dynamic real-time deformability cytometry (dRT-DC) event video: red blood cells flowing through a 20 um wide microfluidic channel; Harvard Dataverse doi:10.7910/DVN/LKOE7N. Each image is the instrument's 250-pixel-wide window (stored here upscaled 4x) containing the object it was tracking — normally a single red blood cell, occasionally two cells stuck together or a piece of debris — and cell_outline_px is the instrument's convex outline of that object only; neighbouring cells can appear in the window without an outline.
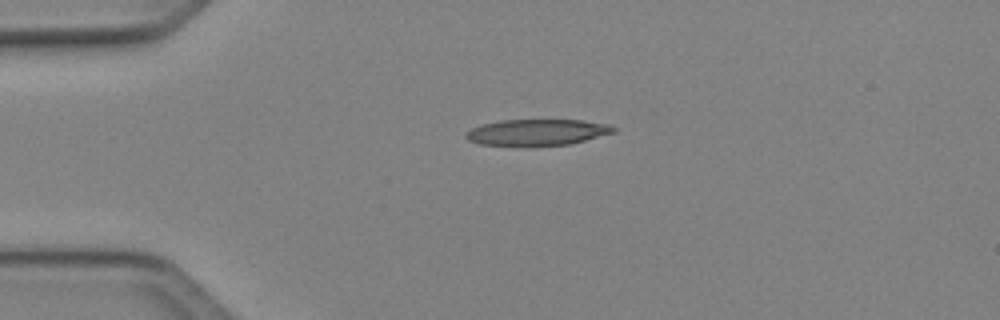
{"species": "Egyptian fruit bat (a non-hibernating species)", "species_latin": "Rousettus aegyptiacus", "temperature_condition": "cold", "stored_images_in_passage": 33, "camera_frame_rate_fps": 3000, "um_per_image_px": 0.085, "animal": {"sex": "female"}, "frame": {"image": 1, "passage_image": 1, "time_ms": 0.0, "image_size_px": [1000, 320], "cell_outline_px": [[616, 132], [572, 144], [480, 144], [468, 140], [464, 136], [472, 128], [480, 124], [500, 120], [580, 120], [608, 124], [616, 128]], "centroid_in_image_um": [45.69, 11.22], "position_along_channel_um": 39.3, "area_um2": 22.02}}
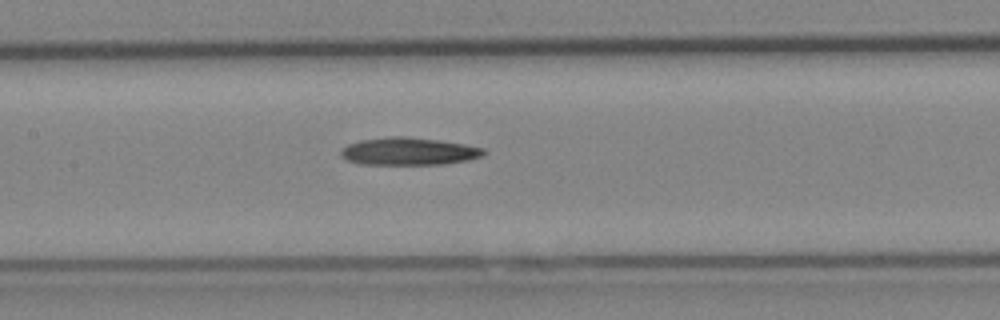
{"frame": {"image": 2, "passage_image": 13, "time_ms": 4.0, "image_size_px": [1000, 320], "cell_outline_px": [[488, 152], [484, 156], [468, 160], [444, 164], [360, 164], [348, 160], [340, 156], [340, 152], [348, 144], [360, 140], [388, 136], [404, 136], [440, 140], [464, 144], [484, 148]], "centroid_in_image_um": [34.78, 12.86], "position_along_channel_um": 172.6, "area_um2": 23.06}}
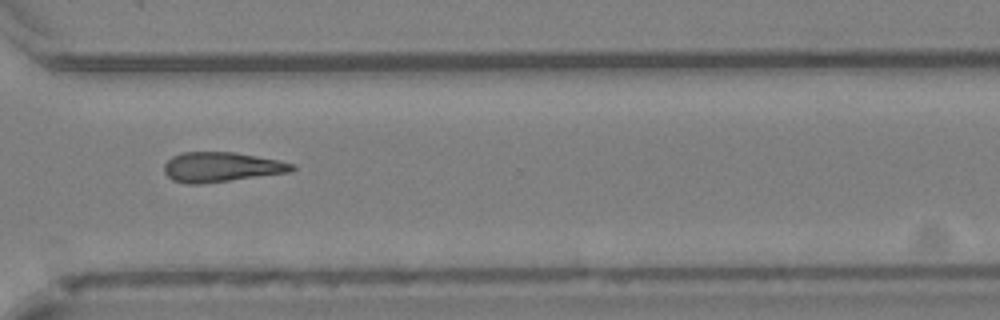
{"frame": {"image": 3, "passage_image": 26, "time_ms": 8.333, "image_size_px": [1000, 320], "cell_outline_px": [[296, 168], [288, 172], [200, 184], [188, 184], [172, 180], [164, 172], [164, 164], [172, 156], [180, 152], [236, 152], [296, 164]], "centroid_in_image_um": [18.77, 14.19], "position_along_channel_um": 351.8, "area_um2": 22.02}}